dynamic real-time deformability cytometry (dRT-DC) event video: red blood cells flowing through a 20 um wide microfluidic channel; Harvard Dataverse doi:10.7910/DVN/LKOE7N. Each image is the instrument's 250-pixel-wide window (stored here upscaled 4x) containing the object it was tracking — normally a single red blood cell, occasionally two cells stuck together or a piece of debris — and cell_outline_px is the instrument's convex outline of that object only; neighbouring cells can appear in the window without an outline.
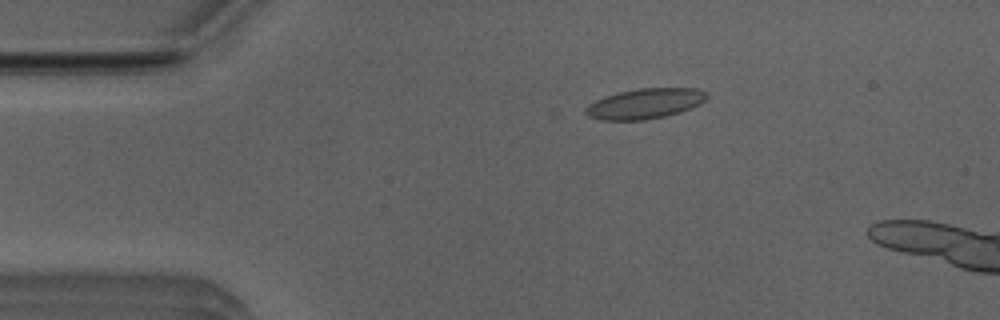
{"species": "Egyptian fruit bat (a non-hibernating species)", "species_latin": "Rousettus aegyptiacus", "temperature_condition": "room temperature", "stored_images_in_passage": 4, "camera_frame_rate_fps": 3000, "um_per_image_px": 0.085, "animal": {"sex": "male"}, "frame": {"image": 1, "passage_image": 1, "time_ms": 0.0, "image_size_px": [1000, 320], "cell_outline_px": [[708, 96], [700, 104], [692, 108], [680, 112], [664, 116], [644, 120], [604, 120], [588, 116], [584, 112], [584, 108], [588, 104], [604, 96], [616, 92], [640, 88], [696, 88], [708, 92]], "centroid_in_image_um": [54.82, 8.8], "position_along_channel_um": 30.2, "area_um2": 21.5}}